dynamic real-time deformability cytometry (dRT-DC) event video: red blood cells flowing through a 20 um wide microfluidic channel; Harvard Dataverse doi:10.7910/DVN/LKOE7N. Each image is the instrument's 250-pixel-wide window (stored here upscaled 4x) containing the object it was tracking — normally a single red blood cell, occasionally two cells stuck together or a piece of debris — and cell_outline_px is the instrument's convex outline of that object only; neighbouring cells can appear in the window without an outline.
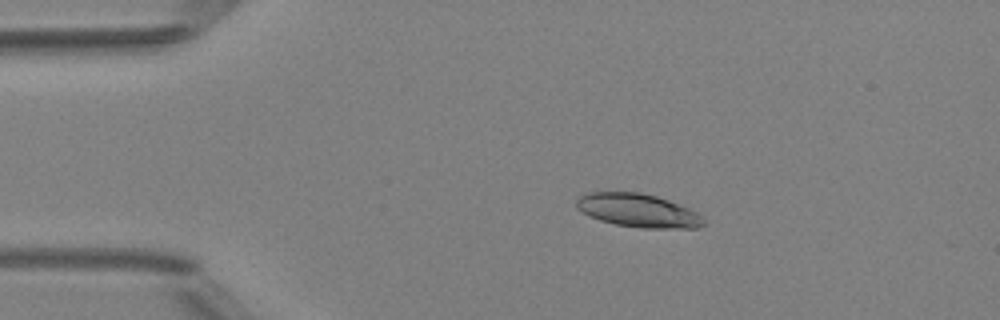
{"species": "Egyptian fruit bat (a non-hibernating species)", "species_latin": "Rousettus aegyptiacus", "temperature_condition": "room temperature", "stored_images_in_passage": 5, "camera_frame_rate_fps": 3000, "um_per_image_px": 0.085, "animal": {"sex": "female"}, "frame": {"image": 1, "passage_image": 3, "time_ms": 2.333, "image_size_px": [1000, 320], "cell_outline_px": [[704, 224], [696, 228], [640, 228], [616, 224], [600, 220], [588, 216], [576, 208], [576, 200], [584, 192], [640, 192], [656, 196], [668, 200], [688, 208], [704, 216]], "centroid_in_image_um": [54.21, 17.89], "position_along_channel_um": 30.8, "area_um2": 24.85}}
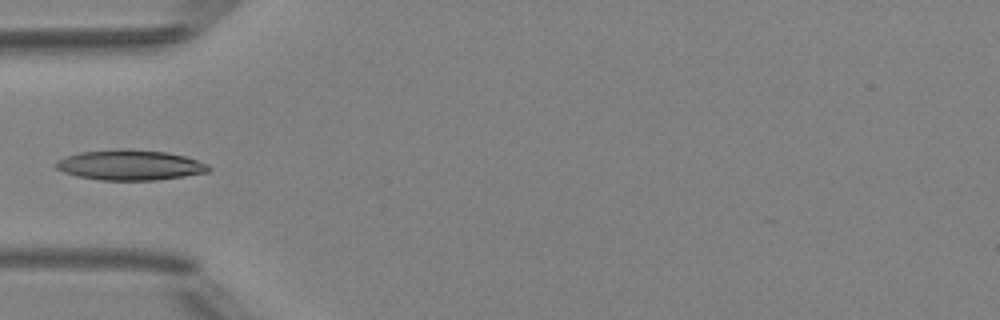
{"frame": {"image": 2, "passage_image": 5, "time_ms": 4.667, "image_size_px": [1000, 320], "cell_outline_px": [[212, 168], [208, 172], [184, 176], [156, 180], [100, 180], [76, 176], [64, 172], [56, 168], [52, 164], [56, 160], [64, 156], [80, 152], [116, 148], [124, 148], [168, 152], [184, 156], [208, 164]], "centroid_in_image_um": [11.0, 14.02], "position_along_channel_um": 74.0, "area_um2": 27.28}}